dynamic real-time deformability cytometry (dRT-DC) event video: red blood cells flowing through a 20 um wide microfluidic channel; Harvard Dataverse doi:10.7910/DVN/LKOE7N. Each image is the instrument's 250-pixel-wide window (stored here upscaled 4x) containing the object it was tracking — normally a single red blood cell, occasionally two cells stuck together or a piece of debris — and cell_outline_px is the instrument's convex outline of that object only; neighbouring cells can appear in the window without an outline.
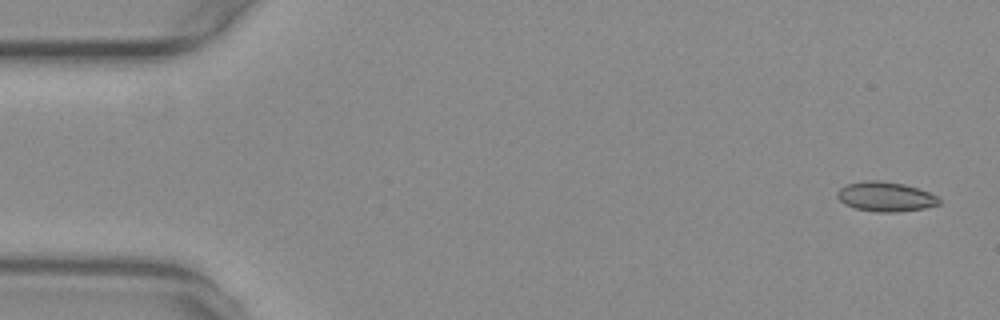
{"species": "common noctule bat (a hibernating species)", "species_latin": "Nyctalus noctula", "temperature_condition": "warm", "stored_images_in_passage": 54, "camera_frame_rate_fps": 3000, "um_per_image_px": 0.085, "animal": {"sex": "female", "body_mass_g": 29.2, "forearm_length_mm": 56.3}, "frame": {"image": 1, "passage_image": 1, "time_ms": 0.0, "image_size_px": [1000, 320], "cell_outline_px": [[940, 204], [924, 208], [896, 212], [876, 212], [856, 208], [844, 204], [836, 196], [836, 192], [840, 188], [848, 184], [864, 180], [880, 180], [904, 184], [928, 192], [936, 196], [940, 200]], "centroid_in_image_um": [75.24, 16.71], "position_along_channel_um": 9.8, "area_um2": 17.51}}
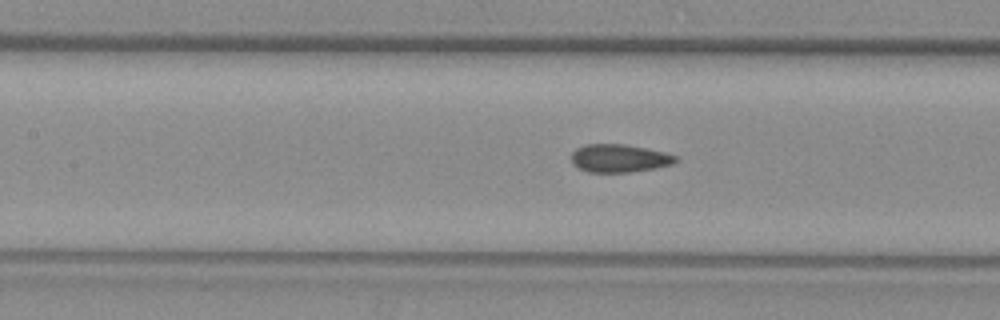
{"frame": {"image": 2, "passage_image": 23, "time_ms": 7.333, "image_size_px": [1000, 320], "cell_outline_px": [[680, 160], [672, 164], [656, 168], [632, 172], [588, 172], [572, 164], [572, 152], [576, 148], [588, 144], [624, 144], [664, 152], [676, 156]], "centroid_in_image_um": [52.65, 13.46], "position_along_channel_um": 154.8, "area_um2": 16.99}}
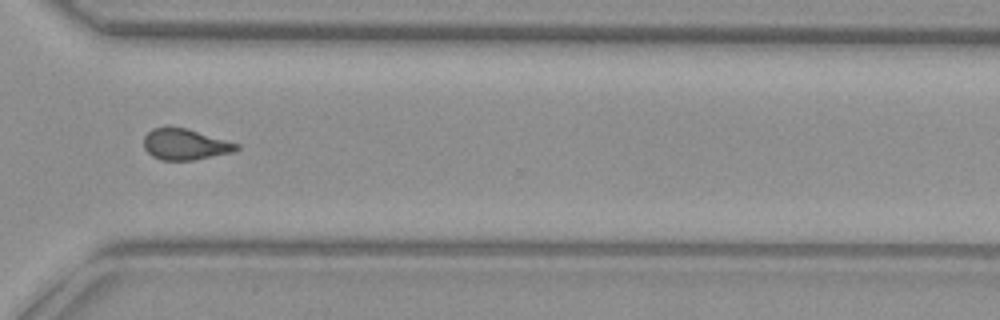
{"frame": {"image": 3, "passage_image": 39, "time_ms": 12.667, "image_size_px": [1000, 320], "cell_outline_px": [[240, 148], [232, 152], [192, 160], [160, 160], [152, 156], [144, 148], [144, 136], [152, 128], [168, 124], [184, 128], [240, 144]], "centroid_in_image_um": [15.68, 12.24], "position_along_channel_um": 354.9, "area_um2": 16.88}, "authors_computed_cell_mechanics": {"area_um2": 17.2822, "velocity_mm_per_s": 3.7562, "shape_relaxation_time_tau1_ms": null, "shape_relaxation_time_tau2_ms": 1.5517, "deformation_change_tau1": null, "deformation_change_tau2": 0.0669}}